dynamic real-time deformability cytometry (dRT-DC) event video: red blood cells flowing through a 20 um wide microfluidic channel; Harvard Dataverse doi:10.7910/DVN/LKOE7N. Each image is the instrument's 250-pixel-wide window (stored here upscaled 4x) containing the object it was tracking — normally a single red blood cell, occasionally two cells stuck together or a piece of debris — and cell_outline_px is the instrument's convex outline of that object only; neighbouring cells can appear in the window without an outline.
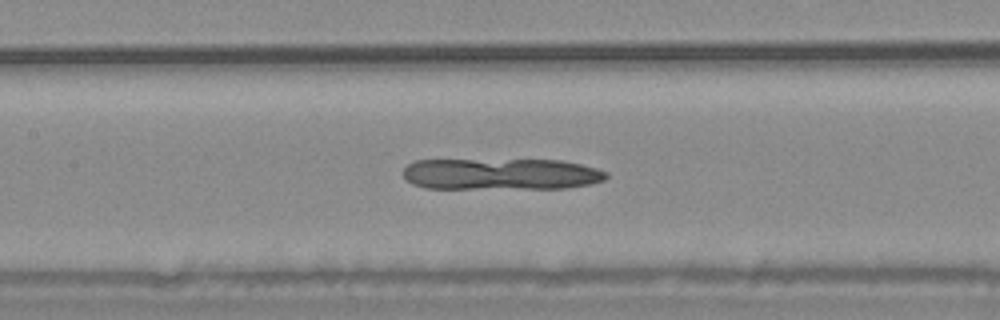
{"species": "common noctule bat (a hibernating species)", "species_latin": "Nyctalus noctula", "temperature_condition": "warm", "stored_images_in_passage": 41, "camera_frame_rate_fps": 3000, "um_per_image_px": 0.085, "animal": {"sex": "male", "body_mass_g": 20.4}, "frame": {"image": 1, "passage_image": 16, "time_ms": 5.0, "image_size_px": [1000, 320], "cell_outline_px": [[608, 176], [604, 180], [588, 184], [568, 188], [424, 188], [412, 184], [404, 176], [404, 168], [408, 164], [416, 160], [560, 160], [580, 164], [596, 168], [608, 172]], "centroid_in_image_um": [42.59, 14.79], "position_along_channel_um": 164.8, "area_um2": 37.22}}